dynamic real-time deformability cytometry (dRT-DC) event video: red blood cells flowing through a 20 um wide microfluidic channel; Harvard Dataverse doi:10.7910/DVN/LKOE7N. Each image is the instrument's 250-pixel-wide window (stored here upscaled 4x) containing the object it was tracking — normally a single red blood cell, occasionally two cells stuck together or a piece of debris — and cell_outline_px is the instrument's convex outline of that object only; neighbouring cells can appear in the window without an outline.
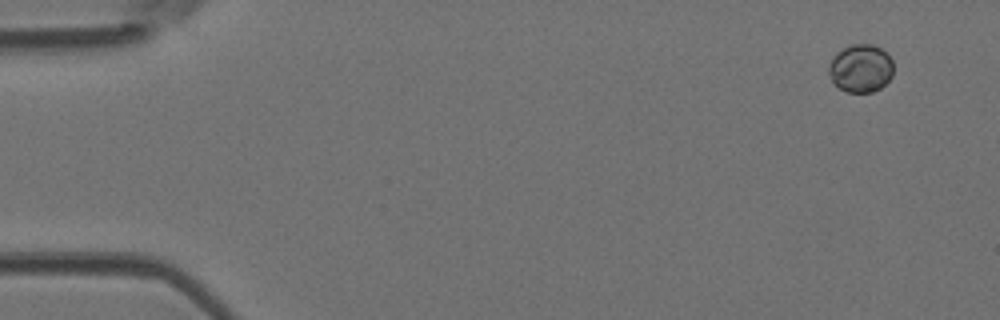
{"species": "Egyptian fruit bat (a non-hibernating species)", "species_latin": "Rousettus aegyptiacus", "temperature_condition": "room temperature", "stored_images_in_passage": 2, "camera_frame_rate_fps": 3000, "um_per_image_px": 0.085, "animal": {"sex": "female"}, "frame": {"image": 1, "passage_image": 1, "time_ms": 0.0, "image_size_px": [1000, 320], "cell_outline_px": [[892, 76], [880, 88], [872, 92], [848, 92], [832, 84], [828, 72], [828, 64], [832, 56], [836, 52], [852, 44], [872, 44], [880, 48], [892, 60]], "centroid_in_image_um": [73.11, 5.81], "position_along_channel_um": 11.9, "area_um2": 18.15}}